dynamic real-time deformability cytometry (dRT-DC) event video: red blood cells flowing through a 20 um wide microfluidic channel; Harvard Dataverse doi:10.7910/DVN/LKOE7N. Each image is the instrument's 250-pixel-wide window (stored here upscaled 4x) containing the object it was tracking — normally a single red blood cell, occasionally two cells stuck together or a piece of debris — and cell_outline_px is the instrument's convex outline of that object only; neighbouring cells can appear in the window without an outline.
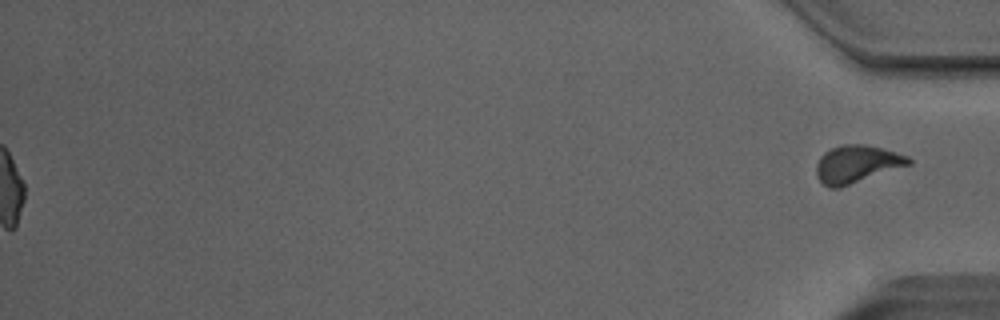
{"species": "Egyptian fruit bat (a non-hibernating species)", "species_latin": "Rousettus aegyptiacus", "temperature_condition": "room temperature", "stored_images_in_passage": 50, "segment_of_instrument_passage": [2, 2], "camera_frame_rate_fps": 3000, "um_per_image_px": 0.085, "animal": {"sex": "male"}, "frame": {"image": 1, "passage_image": 50, "time_ms": 16.333, "image_size_px": [1000, 320], "cell_outline_px": [[912, 164], [840, 188], [828, 188], [816, 176], [816, 164], [820, 156], [824, 152], [832, 148], [844, 144], [864, 144], [880, 148], [908, 156], [912, 160]], "centroid_in_image_um": [72.81, 13.96], "position_along_channel_um": 362.4, "area_um2": 20.23}}